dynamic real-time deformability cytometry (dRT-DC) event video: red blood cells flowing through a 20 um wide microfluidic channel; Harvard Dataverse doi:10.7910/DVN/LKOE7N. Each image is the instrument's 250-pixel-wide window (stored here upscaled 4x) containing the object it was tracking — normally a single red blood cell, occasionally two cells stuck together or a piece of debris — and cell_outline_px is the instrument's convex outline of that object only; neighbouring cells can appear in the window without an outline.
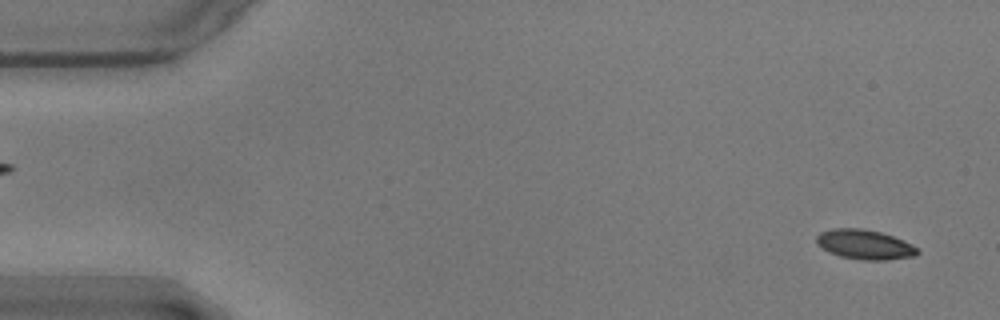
{"species": "common noctule bat (a hibernating species)", "species_latin": "Nyctalus noctula", "temperature_condition": "warm", "stored_images_in_passage": 56, "camera_frame_rate_fps": 3000, "um_per_image_px": 0.085, "animal": {"sex": "male", "body_mass_g": 17.9}, "frame": {"image": 1, "passage_image": 2, "time_ms": 0.333, "image_size_px": [1000, 320], "cell_outline_px": [[920, 252], [916, 256], [888, 260], [864, 260], [840, 256], [828, 252], [816, 244], [816, 236], [820, 232], [832, 228], [864, 228], [880, 232], [904, 240], [912, 244]], "centroid_in_image_um": [73.49, 20.78], "position_along_channel_um": 11.5, "area_um2": 17.63}}
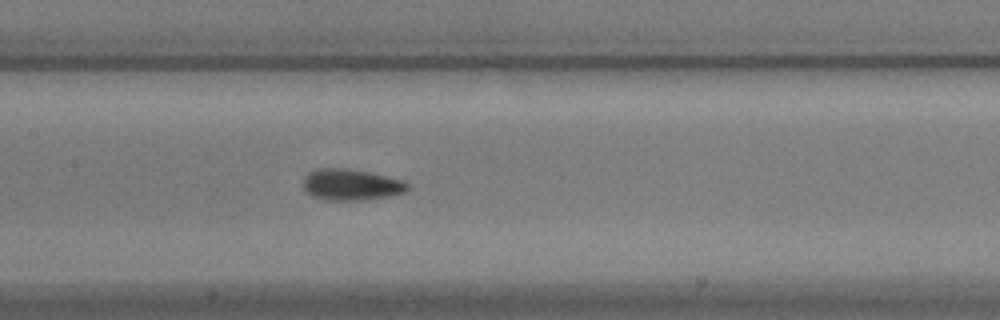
{"frame": {"image": 2, "passage_image": 26, "time_ms": 8.333, "image_size_px": [1000, 320], "cell_outline_px": [[412, 188], [404, 192], [388, 196], [360, 200], [324, 200], [312, 196], [304, 192], [304, 176], [308, 172], [320, 168], [348, 168], [368, 172], [404, 180]], "centroid_in_image_um": [29.83, 15.69], "position_along_channel_um": 177.6, "area_um2": 19.13}}
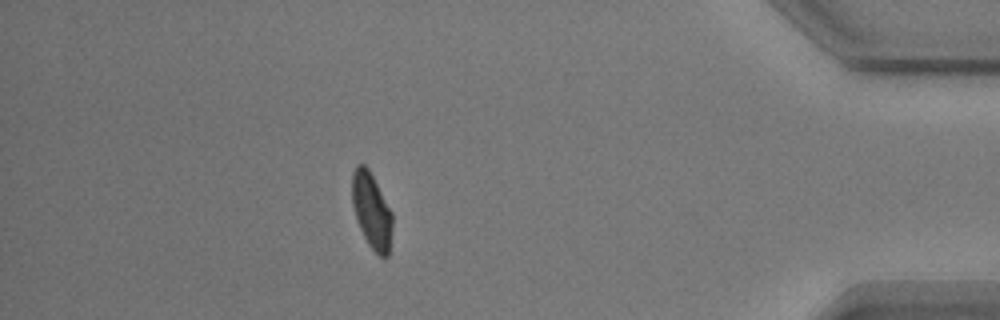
{"frame": {"image": 3, "passage_image": 49, "time_ms": 16.0, "image_size_px": [1000, 320], "cell_outline_px": [[392, 228], [388, 256], [384, 260], [368, 244], [356, 220], [352, 204], [352, 172], [356, 164], [364, 164], [368, 168], [392, 212]], "centroid_in_image_um": [31.58, 17.91], "position_along_channel_um": 403.6, "area_um2": 17.74}, "authors_computed_cell_mechanics": {"area_um2": 17.8024, "velocity_mm_per_s": 3.5525, "shape_relaxation_time_tau1_ms": 2.421, "shape_relaxation_time_tau2_ms": 0.7388, "deformation_change_tau1": 0.1309, "deformation_change_tau2": 0.0647}}